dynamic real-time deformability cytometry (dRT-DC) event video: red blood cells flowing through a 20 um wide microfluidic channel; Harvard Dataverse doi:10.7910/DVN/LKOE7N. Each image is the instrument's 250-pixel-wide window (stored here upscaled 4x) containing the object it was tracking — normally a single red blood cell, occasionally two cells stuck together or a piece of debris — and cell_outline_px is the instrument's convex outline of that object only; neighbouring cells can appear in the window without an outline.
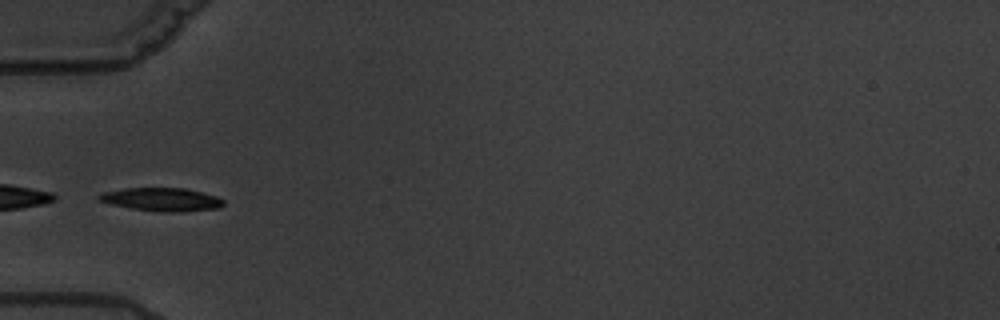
{"species": "common noctule bat (a hibernating species)", "species_latin": "Nyctalus noctula", "temperature_condition": "warm", "stored_images_in_passage": 11, "camera_frame_rate_fps": 3000, "um_per_image_px": 0.085, "animal": {"sex": "male", "body_mass_g": 19.5, "forearm_length_mm": 54.6}, "frame": {"image": 1, "passage_image": 7, "time_ms": 7.0, "image_size_px": [1000, 320], "cell_outline_px": [[224, 204], [220, 208], [176, 212], [164, 212], [132, 208], [112, 204], [96, 200], [96, 196], [104, 192], [124, 188], [184, 188], [216, 196], [224, 200]], "centroid_in_image_um": [13.73, 16.95], "position_along_channel_um": 71.3, "area_um2": 16.76}}